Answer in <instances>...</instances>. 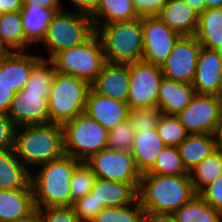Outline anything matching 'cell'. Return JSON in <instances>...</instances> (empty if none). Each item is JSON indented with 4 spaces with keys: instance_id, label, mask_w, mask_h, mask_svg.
<instances>
[{
    "instance_id": "cell-38",
    "label": "cell",
    "mask_w": 222,
    "mask_h": 222,
    "mask_svg": "<svg viewBox=\"0 0 222 222\" xmlns=\"http://www.w3.org/2000/svg\"><path fill=\"white\" fill-rule=\"evenodd\" d=\"M135 131L129 119L120 122L108 132L107 149L131 153Z\"/></svg>"
},
{
    "instance_id": "cell-23",
    "label": "cell",
    "mask_w": 222,
    "mask_h": 222,
    "mask_svg": "<svg viewBox=\"0 0 222 222\" xmlns=\"http://www.w3.org/2000/svg\"><path fill=\"white\" fill-rule=\"evenodd\" d=\"M35 208L31 184L16 190L0 189V222H10Z\"/></svg>"
},
{
    "instance_id": "cell-48",
    "label": "cell",
    "mask_w": 222,
    "mask_h": 222,
    "mask_svg": "<svg viewBox=\"0 0 222 222\" xmlns=\"http://www.w3.org/2000/svg\"><path fill=\"white\" fill-rule=\"evenodd\" d=\"M10 222H41L40 210L35 207L29 214Z\"/></svg>"
},
{
    "instance_id": "cell-6",
    "label": "cell",
    "mask_w": 222,
    "mask_h": 222,
    "mask_svg": "<svg viewBox=\"0 0 222 222\" xmlns=\"http://www.w3.org/2000/svg\"><path fill=\"white\" fill-rule=\"evenodd\" d=\"M71 12L61 10L52 17L40 42L49 53L44 59L51 60L58 52L86 42L96 32L89 15Z\"/></svg>"
},
{
    "instance_id": "cell-50",
    "label": "cell",
    "mask_w": 222,
    "mask_h": 222,
    "mask_svg": "<svg viewBox=\"0 0 222 222\" xmlns=\"http://www.w3.org/2000/svg\"><path fill=\"white\" fill-rule=\"evenodd\" d=\"M214 138L217 141L218 147L222 148V114H221L220 119L217 123V127L214 132Z\"/></svg>"
},
{
    "instance_id": "cell-46",
    "label": "cell",
    "mask_w": 222,
    "mask_h": 222,
    "mask_svg": "<svg viewBox=\"0 0 222 222\" xmlns=\"http://www.w3.org/2000/svg\"><path fill=\"white\" fill-rule=\"evenodd\" d=\"M76 6V10L79 13H83L86 15H91L98 3V0H69Z\"/></svg>"
},
{
    "instance_id": "cell-35",
    "label": "cell",
    "mask_w": 222,
    "mask_h": 222,
    "mask_svg": "<svg viewBox=\"0 0 222 222\" xmlns=\"http://www.w3.org/2000/svg\"><path fill=\"white\" fill-rule=\"evenodd\" d=\"M156 130L166 146L180 145L189 135L186 128L175 115L163 114Z\"/></svg>"
},
{
    "instance_id": "cell-39",
    "label": "cell",
    "mask_w": 222,
    "mask_h": 222,
    "mask_svg": "<svg viewBox=\"0 0 222 222\" xmlns=\"http://www.w3.org/2000/svg\"><path fill=\"white\" fill-rule=\"evenodd\" d=\"M73 208L80 222H92L95 216L104 208L98 203L91 193L73 203Z\"/></svg>"
},
{
    "instance_id": "cell-15",
    "label": "cell",
    "mask_w": 222,
    "mask_h": 222,
    "mask_svg": "<svg viewBox=\"0 0 222 222\" xmlns=\"http://www.w3.org/2000/svg\"><path fill=\"white\" fill-rule=\"evenodd\" d=\"M192 86L195 94L222 93V58L217 50L200 48Z\"/></svg>"
},
{
    "instance_id": "cell-20",
    "label": "cell",
    "mask_w": 222,
    "mask_h": 222,
    "mask_svg": "<svg viewBox=\"0 0 222 222\" xmlns=\"http://www.w3.org/2000/svg\"><path fill=\"white\" fill-rule=\"evenodd\" d=\"M195 91L192 85L162 77L158 93V107L165 115H175L190 103Z\"/></svg>"
},
{
    "instance_id": "cell-8",
    "label": "cell",
    "mask_w": 222,
    "mask_h": 222,
    "mask_svg": "<svg viewBox=\"0 0 222 222\" xmlns=\"http://www.w3.org/2000/svg\"><path fill=\"white\" fill-rule=\"evenodd\" d=\"M55 70L92 84L106 63L101 39L95 32L86 42L61 52L52 59Z\"/></svg>"
},
{
    "instance_id": "cell-26",
    "label": "cell",
    "mask_w": 222,
    "mask_h": 222,
    "mask_svg": "<svg viewBox=\"0 0 222 222\" xmlns=\"http://www.w3.org/2000/svg\"><path fill=\"white\" fill-rule=\"evenodd\" d=\"M194 36L201 47L218 50L222 46V8L204 9Z\"/></svg>"
},
{
    "instance_id": "cell-28",
    "label": "cell",
    "mask_w": 222,
    "mask_h": 222,
    "mask_svg": "<svg viewBox=\"0 0 222 222\" xmlns=\"http://www.w3.org/2000/svg\"><path fill=\"white\" fill-rule=\"evenodd\" d=\"M90 17L93 20L95 30L107 23L139 18L133 0H98L97 6Z\"/></svg>"
},
{
    "instance_id": "cell-53",
    "label": "cell",
    "mask_w": 222,
    "mask_h": 222,
    "mask_svg": "<svg viewBox=\"0 0 222 222\" xmlns=\"http://www.w3.org/2000/svg\"><path fill=\"white\" fill-rule=\"evenodd\" d=\"M10 52L8 49L0 42V61L4 59Z\"/></svg>"
},
{
    "instance_id": "cell-3",
    "label": "cell",
    "mask_w": 222,
    "mask_h": 222,
    "mask_svg": "<svg viewBox=\"0 0 222 222\" xmlns=\"http://www.w3.org/2000/svg\"><path fill=\"white\" fill-rule=\"evenodd\" d=\"M18 129H22L21 131ZM14 151L31 172L64 155L63 127L56 123L16 127Z\"/></svg>"
},
{
    "instance_id": "cell-44",
    "label": "cell",
    "mask_w": 222,
    "mask_h": 222,
    "mask_svg": "<svg viewBox=\"0 0 222 222\" xmlns=\"http://www.w3.org/2000/svg\"><path fill=\"white\" fill-rule=\"evenodd\" d=\"M22 6H33L47 9H62L64 10V3L61 0H22Z\"/></svg>"
},
{
    "instance_id": "cell-45",
    "label": "cell",
    "mask_w": 222,
    "mask_h": 222,
    "mask_svg": "<svg viewBox=\"0 0 222 222\" xmlns=\"http://www.w3.org/2000/svg\"><path fill=\"white\" fill-rule=\"evenodd\" d=\"M16 92L0 84V112L7 114L11 101Z\"/></svg>"
},
{
    "instance_id": "cell-30",
    "label": "cell",
    "mask_w": 222,
    "mask_h": 222,
    "mask_svg": "<svg viewBox=\"0 0 222 222\" xmlns=\"http://www.w3.org/2000/svg\"><path fill=\"white\" fill-rule=\"evenodd\" d=\"M177 222H222V213L198 194L171 215Z\"/></svg>"
},
{
    "instance_id": "cell-33",
    "label": "cell",
    "mask_w": 222,
    "mask_h": 222,
    "mask_svg": "<svg viewBox=\"0 0 222 222\" xmlns=\"http://www.w3.org/2000/svg\"><path fill=\"white\" fill-rule=\"evenodd\" d=\"M145 174L189 175V172L183 164L178 148L165 146L157 156L153 167Z\"/></svg>"
},
{
    "instance_id": "cell-2",
    "label": "cell",
    "mask_w": 222,
    "mask_h": 222,
    "mask_svg": "<svg viewBox=\"0 0 222 222\" xmlns=\"http://www.w3.org/2000/svg\"><path fill=\"white\" fill-rule=\"evenodd\" d=\"M81 161L72 156L63 155L46 164L38 173L30 172L34 205L41 209L46 207L72 206L70 181L76 166Z\"/></svg>"
},
{
    "instance_id": "cell-37",
    "label": "cell",
    "mask_w": 222,
    "mask_h": 222,
    "mask_svg": "<svg viewBox=\"0 0 222 222\" xmlns=\"http://www.w3.org/2000/svg\"><path fill=\"white\" fill-rule=\"evenodd\" d=\"M162 115L163 112L159 107L145 106L129 109L128 119L135 133H139L146 129H156Z\"/></svg>"
},
{
    "instance_id": "cell-5",
    "label": "cell",
    "mask_w": 222,
    "mask_h": 222,
    "mask_svg": "<svg viewBox=\"0 0 222 222\" xmlns=\"http://www.w3.org/2000/svg\"><path fill=\"white\" fill-rule=\"evenodd\" d=\"M91 84L73 75L56 71L48 96L50 123L63 125L85 112Z\"/></svg>"
},
{
    "instance_id": "cell-9",
    "label": "cell",
    "mask_w": 222,
    "mask_h": 222,
    "mask_svg": "<svg viewBox=\"0 0 222 222\" xmlns=\"http://www.w3.org/2000/svg\"><path fill=\"white\" fill-rule=\"evenodd\" d=\"M100 179L132 184L139 188L141 173L138 171L131 153L100 150L85 161Z\"/></svg>"
},
{
    "instance_id": "cell-22",
    "label": "cell",
    "mask_w": 222,
    "mask_h": 222,
    "mask_svg": "<svg viewBox=\"0 0 222 222\" xmlns=\"http://www.w3.org/2000/svg\"><path fill=\"white\" fill-rule=\"evenodd\" d=\"M137 188L132 184L95 178L90 193L104 207L124 206L137 199Z\"/></svg>"
},
{
    "instance_id": "cell-52",
    "label": "cell",
    "mask_w": 222,
    "mask_h": 222,
    "mask_svg": "<svg viewBox=\"0 0 222 222\" xmlns=\"http://www.w3.org/2000/svg\"><path fill=\"white\" fill-rule=\"evenodd\" d=\"M148 222H177L172 216H156L148 219Z\"/></svg>"
},
{
    "instance_id": "cell-49",
    "label": "cell",
    "mask_w": 222,
    "mask_h": 222,
    "mask_svg": "<svg viewBox=\"0 0 222 222\" xmlns=\"http://www.w3.org/2000/svg\"><path fill=\"white\" fill-rule=\"evenodd\" d=\"M193 9H195L199 14L205 9V0H184Z\"/></svg>"
},
{
    "instance_id": "cell-43",
    "label": "cell",
    "mask_w": 222,
    "mask_h": 222,
    "mask_svg": "<svg viewBox=\"0 0 222 222\" xmlns=\"http://www.w3.org/2000/svg\"><path fill=\"white\" fill-rule=\"evenodd\" d=\"M168 0H133L139 18L157 16Z\"/></svg>"
},
{
    "instance_id": "cell-4",
    "label": "cell",
    "mask_w": 222,
    "mask_h": 222,
    "mask_svg": "<svg viewBox=\"0 0 222 222\" xmlns=\"http://www.w3.org/2000/svg\"><path fill=\"white\" fill-rule=\"evenodd\" d=\"M105 60L114 64H130L142 60L143 31L141 18L101 25L97 30Z\"/></svg>"
},
{
    "instance_id": "cell-41",
    "label": "cell",
    "mask_w": 222,
    "mask_h": 222,
    "mask_svg": "<svg viewBox=\"0 0 222 222\" xmlns=\"http://www.w3.org/2000/svg\"><path fill=\"white\" fill-rule=\"evenodd\" d=\"M198 195L215 210L222 213V174L204 187Z\"/></svg>"
},
{
    "instance_id": "cell-18",
    "label": "cell",
    "mask_w": 222,
    "mask_h": 222,
    "mask_svg": "<svg viewBox=\"0 0 222 222\" xmlns=\"http://www.w3.org/2000/svg\"><path fill=\"white\" fill-rule=\"evenodd\" d=\"M91 87L101 95L126 102L130 88L129 64L106 62Z\"/></svg>"
},
{
    "instance_id": "cell-19",
    "label": "cell",
    "mask_w": 222,
    "mask_h": 222,
    "mask_svg": "<svg viewBox=\"0 0 222 222\" xmlns=\"http://www.w3.org/2000/svg\"><path fill=\"white\" fill-rule=\"evenodd\" d=\"M157 16L180 36L196 32L199 13L184 0H168Z\"/></svg>"
},
{
    "instance_id": "cell-12",
    "label": "cell",
    "mask_w": 222,
    "mask_h": 222,
    "mask_svg": "<svg viewBox=\"0 0 222 222\" xmlns=\"http://www.w3.org/2000/svg\"><path fill=\"white\" fill-rule=\"evenodd\" d=\"M200 48L194 35L180 36L166 61L160 66L163 77L192 85Z\"/></svg>"
},
{
    "instance_id": "cell-10",
    "label": "cell",
    "mask_w": 222,
    "mask_h": 222,
    "mask_svg": "<svg viewBox=\"0 0 222 222\" xmlns=\"http://www.w3.org/2000/svg\"><path fill=\"white\" fill-rule=\"evenodd\" d=\"M130 88L126 103L129 109L158 107L161 67L144 60L129 64Z\"/></svg>"
},
{
    "instance_id": "cell-24",
    "label": "cell",
    "mask_w": 222,
    "mask_h": 222,
    "mask_svg": "<svg viewBox=\"0 0 222 222\" xmlns=\"http://www.w3.org/2000/svg\"><path fill=\"white\" fill-rule=\"evenodd\" d=\"M177 148L184 166L190 172L219 147L214 134H189Z\"/></svg>"
},
{
    "instance_id": "cell-36",
    "label": "cell",
    "mask_w": 222,
    "mask_h": 222,
    "mask_svg": "<svg viewBox=\"0 0 222 222\" xmlns=\"http://www.w3.org/2000/svg\"><path fill=\"white\" fill-rule=\"evenodd\" d=\"M96 176L91 167L81 161L75 168L70 181V193L73 203L90 193Z\"/></svg>"
},
{
    "instance_id": "cell-25",
    "label": "cell",
    "mask_w": 222,
    "mask_h": 222,
    "mask_svg": "<svg viewBox=\"0 0 222 222\" xmlns=\"http://www.w3.org/2000/svg\"><path fill=\"white\" fill-rule=\"evenodd\" d=\"M29 183L30 171L16 156L14 149L0 151V189H22Z\"/></svg>"
},
{
    "instance_id": "cell-21",
    "label": "cell",
    "mask_w": 222,
    "mask_h": 222,
    "mask_svg": "<svg viewBox=\"0 0 222 222\" xmlns=\"http://www.w3.org/2000/svg\"><path fill=\"white\" fill-rule=\"evenodd\" d=\"M165 146L156 129L135 133L131 154L141 175L153 167Z\"/></svg>"
},
{
    "instance_id": "cell-54",
    "label": "cell",
    "mask_w": 222,
    "mask_h": 222,
    "mask_svg": "<svg viewBox=\"0 0 222 222\" xmlns=\"http://www.w3.org/2000/svg\"><path fill=\"white\" fill-rule=\"evenodd\" d=\"M217 51H218L220 57L222 58V46Z\"/></svg>"
},
{
    "instance_id": "cell-51",
    "label": "cell",
    "mask_w": 222,
    "mask_h": 222,
    "mask_svg": "<svg viewBox=\"0 0 222 222\" xmlns=\"http://www.w3.org/2000/svg\"><path fill=\"white\" fill-rule=\"evenodd\" d=\"M222 8V0H205V9Z\"/></svg>"
},
{
    "instance_id": "cell-11",
    "label": "cell",
    "mask_w": 222,
    "mask_h": 222,
    "mask_svg": "<svg viewBox=\"0 0 222 222\" xmlns=\"http://www.w3.org/2000/svg\"><path fill=\"white\" fill-rule=\"evenodd\" d=\"M220 116V97L206 94H195L189 105L177 114L189 134H214Z\"/></svg>"
},
{
    "instance_id": "cell-29",
    "label": "cell",
    "mask_w": 222,
    "mask_h": 222,
    "mask_svg": "<svg viewBox=\"0 0 222 222\" xmlns=\"http://www.w3.org/2000/svg\"><path fill=\"white\" fill-rule=\"evenodd\" d=\"M0 42L9 52H27L32 46L23 32L21 11L0 13Z\"/></svg>"
},
{
    "instance_id": "cell-47",
    "label": "cell",
    "mask_w": 222,
    "mask_h": 222,
    "mask_svg": "<svg viewBox=\"0 0 222 222\" xmlns=\"http://www.w3.org/2000/svg\"><path fill=\"white\" fill-rule=\"evenodd\" d=\"M22 0H0V13L22 10Z\"/></svg>"
},
{
    "instance_id": "cell-34",
    "label": "cell",
    "mask_w": 222,
    "mask_h": 222,
    "mask_svg": "<svg viewBox=\"0 0 222 222\" xmlns=\"http://www.w3.org/2000/svg\"><path fill=\"white\" fill-rule=\"evenodd\" d=\"M56 70L50 59L42 57L34 66L24 90L50 91Z\"/></svg>"
},
{
    "instance_id": "cell-17",
    "label": "cell",
    "mask_w": 222,
    "mask_h": 222,
    "mask_svg": "<svg viewBox=\"0 0 222 222\" xmlns=\"http://www.w3.org/2000/svg\"><path fill=\"white\" fill-rule=\"evenodd\" d=\"M28 52H10L0 61V84L18 92L25 87L33 66L42 58Z\"/></svg>"
},
{
    "instance_id": "cell-32",
    "label": "cell",
    "mask_w": 222,
    "mask_h": 222,
    "mask_svg": "<svg viewBox=\"0 0 222 222\" xmlns=\"http://www.w3.org/2000/svg\"><path fill=\"white\" fill-rule=\"evenodd\" d=\"M92 222H148V218L137 198L131 205L104 207Z\"/></svg>"
},
{
    "instance_id": "cell-31",
    "label": "cell",
    "mask_w": 222,
    "mask_h": 222,
    "mask_svg": "<svg viewBox=\"0 0 222 222\" xmlns=\"http://www.w3.org/2000/svg\"><path fill=\"white\" fill-rule=\"evenodd\" d=\"M222 174V148H218L211 155L200 162L189 172L195 193L215 181Z\"/></svg>"
},
{
    "instance_id": "cell-13",
    "label": "cell",
    "mask_w": 222,
    "mask_h": 222,
    "mask_svg": "<svg viewBox=\"0 0 222 222\" xmlns=\"http://www.w3.org/2000/svg\"><path fill=\"white\" fill-rule=\"evenodd\" d=\"M143 31L142 60L161 66L180 35L170 29L158 16L141 18Z\"/></svg>"
},
{
    "instance_id": "cell-14",
    "label": "cell",
    "mask_w": 222,
    "mask_h": 222,
    "mask_svg": "<svg viewBox=\"0 0 222 222\" xmlns=\"http://www.w3.org/2000/svg\"><path fill=\"white\" fill-rule=\"evenodd\" d=\"M49 91L24 90L16 92L7 112L16 127L50 123Z\"/></svg>"
},
{
    "instance_id": "cell-27",
    "label": "cell",
    "mask_w": 222,
    "mask_h": 222,
    "mask_svg": "<svg viewBox=\"0 0 222 222\" xmlns=\"http://www.w3.org/2000/svg\"><path fill=\"white\" fill-rule=\"evenodd\" d=\"M61 10L22 6V27L26 39L31 44L38 45L43 40L52 17Z\"/></svg>"
},
{
    "instance_id": "cell-55",
    "label": "cell",
    "mask_w": 222,
    "mask_h": 222,
    "mask_svg": "<svg viewBox=\"0 0 222 222\" xmlns=\"http://www.w3.org/2000/svg\"><path fill=\"white\" fill-rule=\"evenodd\" d=\"M220 97V102H221V114H222V93L219 95Z\"/></svg>"
},
{
    "instance_id": "cell-7",
    "label": "cell",
    "mask_w": 222,
    "mask_h": 222,
    "mask_svg": "<svg viewBox=\"0 0 222 222\" xmlns=\"http://www.w3.org/2000/svg\"><path fill=\"white\" fill-rule=\"evenodd\" d=\"M64 154L79 161L107 148L108 130L83 112L63 125Z\"/></svg>"
},
{
    "instance_id": "cell-1",
    "label": "cell",
    "mask_w": 222,
    "mask_h": 222,
    "mask_svg": "<svg viewBox=\"0 0 222 222\" xmlns=\"http://www.w3.org/2000/svg\"><path fill=\"white\" fill-rule=\"evenodd\" d=\"M195 195L190 175L142 174L137 190L148 219L171 216Z\"/></svg>"
},
{
    "instance_id": "cell-40",
    "label": "cell",
    "mask_w": 222,
    "mask_h": 222,
    "mask_svg": "<svg viewBox=\"0 0 222 222\" xmlns=\"http://www.w3.org/2000/svg\"><path fill=\"white\" fill-rule=\"evenodd\" d=\"M41 222H80L73 206L41 208Z\"/></svg>"
},
{
    "instance_id": "cell-42",
    "label": "cell",
    "mask_w": 222,
    "mask_h": 222,
    "mask_svg": "<svg viewBox=\"0 0 222 222\" xmlns=\"http://www.w3.org/2000/svg\"><path fill=\"white\" fill-rule=\"evenodd\" d=\"M15 130L8 114L0 112V151L14 149Z\"/></svg>"
},
{
    "instance_id": "cell-16",
    "label": "cell",
    "mask_w": 222,
    "mask_h": 222,
    "mask_svg": "<svg viewBox=\"0 0 222 222\" xmlns=\"http://www.w3.org/2000/svg\"><path fill=\"white\" fill-rule=\"evenodd\" d=\"M85 113L110 131L120 122L128 119L129 107L126 102L101 95L91 87L86 101Z\"/></svg>"
}]
</instances>
